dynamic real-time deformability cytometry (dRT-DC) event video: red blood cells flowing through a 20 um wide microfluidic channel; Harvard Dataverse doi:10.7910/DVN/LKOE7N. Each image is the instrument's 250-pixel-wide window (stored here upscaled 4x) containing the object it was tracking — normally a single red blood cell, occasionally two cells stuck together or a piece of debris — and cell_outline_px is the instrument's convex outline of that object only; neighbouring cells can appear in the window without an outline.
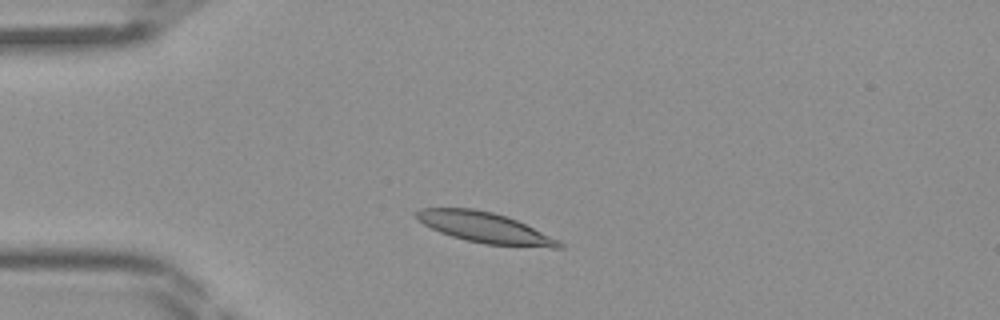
{"species": "Egyptian fruit bat (a non-hibernating species)", "species_latin": "Rousettus aegyptiacus", "temperature_condition": "room temperature", "stored_images_in_passage": 35, "camera_frame_rate_fps": 3000, "um_per_image_px": 0.085, "frame": {"image": 1, "passage_image": 1, "time_ms": 0.0, "image_size_px": [1000, 320], "cell_outline_px": [[564, 248], [552, 248], [484, 244], [452, 236], [440, 232], [416, 220], [416, 212], [420, 208], [472, 208], [492, 212], [508, 216], [560, 240], [564, 244]], "centroid_in_image_um": [41.25, 19.35], "position_along_channel_um": 43.7, "area_um2": 25.37}}
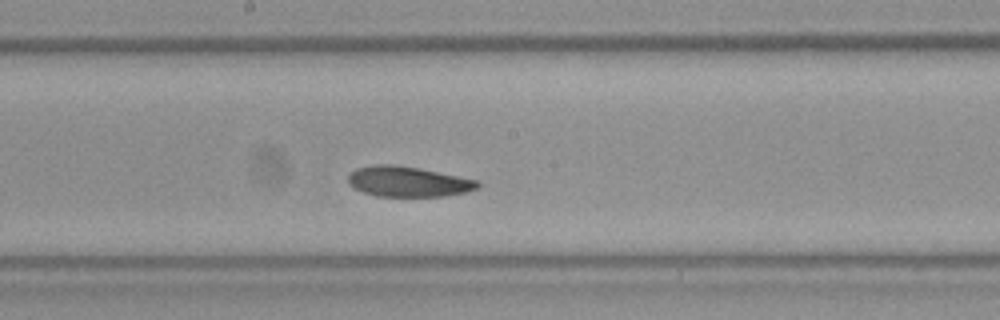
{"frame": {"image": 2, "passage_image": 14, "time_ms": 4.333, "image_size_px": [1000, 320], "cell_outline_px": [[480, 184], [476, 188], [464, 192], [444, 196], [376, 196], [364, 192], [348, 184], [348, 176], [356, 168], [372, 164], [396, 164], [420, 168], [480, 180]], "centroid_in_image_um": [34.68, 15.42], "position_along_channel_um": 213.5, "area_um2": 22.95}}
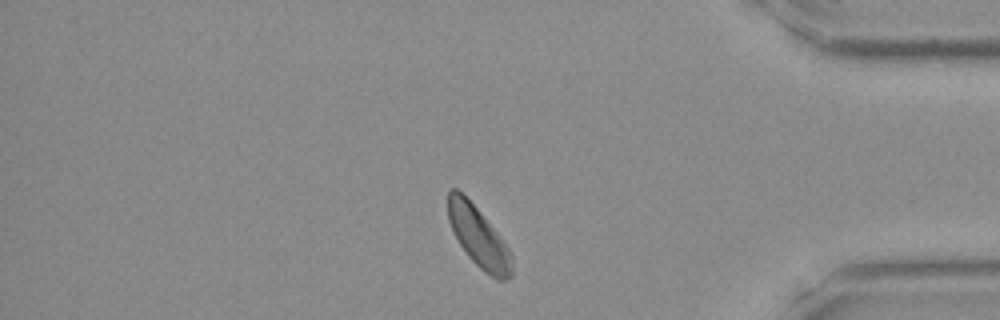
{"frame": {"image": 3, "passage_image": 28, "time_ms": 9.0, "image_size_px": [1000, 320], "cell_outline_px": [[512, 276], [504, 280], [496, 280], [484, 272], [468, 256], [460, 244], [448, 220], [448, 188], [456, 188], [480, 212], [504, 240], [512, 252]], "centroid_in_image_um": [40.71, 20.18], "position_along_channel_um": 394.5, "area_um2": 22.31}}